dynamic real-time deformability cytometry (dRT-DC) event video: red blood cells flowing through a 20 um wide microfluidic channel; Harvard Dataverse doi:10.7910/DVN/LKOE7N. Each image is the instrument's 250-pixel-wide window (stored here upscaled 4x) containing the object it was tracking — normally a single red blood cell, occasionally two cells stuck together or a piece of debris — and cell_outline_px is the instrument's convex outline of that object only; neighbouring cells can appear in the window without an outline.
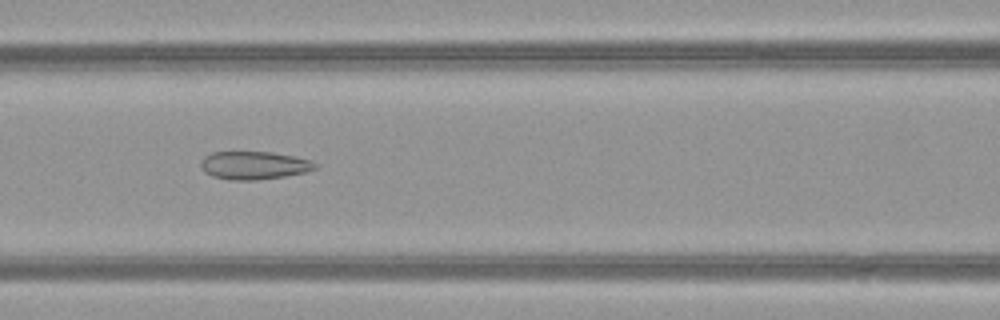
{"species": "common noctule bat (a hibernating species)", "species_latin": "Nyctalus noctula", "temperature_condition": "warm", "stored_images_in_passage": 51, "camera_frame_rate_fps": 3000, "um_per_image_px": 0.085, "animal": {"sex": "female", "body_mass_g": 21.9}, "frame": {"image": 1, "passage_image": 22, "time_ms": 7.0, "image_size_px": [1000, 320], "cell_outline_px": [[320, 164], [316, 168], [304, 172], [284, 176], [256, 180], [228, 180], [212, 176], [204, 172], [200, 164], [200, 160], [204, 156], [212, 152], [272, 152], [312, 160]], "centroid_in_image_um": [21.57, 14.05], "position_along_channel_um": 145.0, "area_um2": 18.79}}
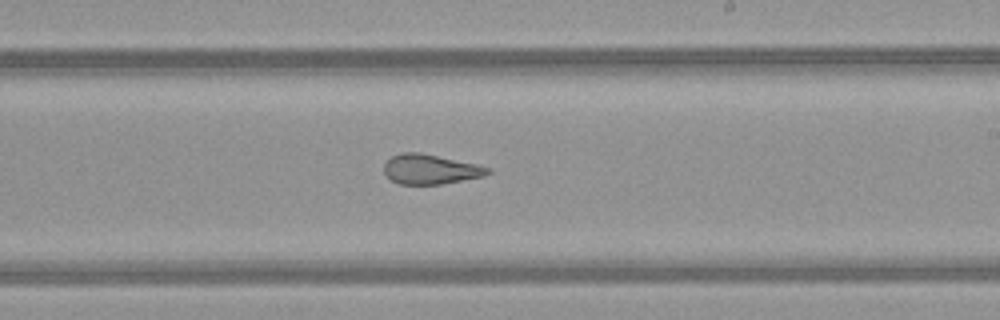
{"frame": {"image": 2, "passage_image": 30, "time_ms": 9.667, "image_size_px": [1000, 320], "cell_outline_px": [[492, 172], [484, 176], [440, 184], [400, 184], [392, 180], [384, 172], [384, 164], [392, 156], [400, 152], [420, 152], [476, 164], [492, 168]], "centroid_in_image_um": [36.59, 14.38], "position_along_channel_um": 252.4, "area_um2": 17.92}}
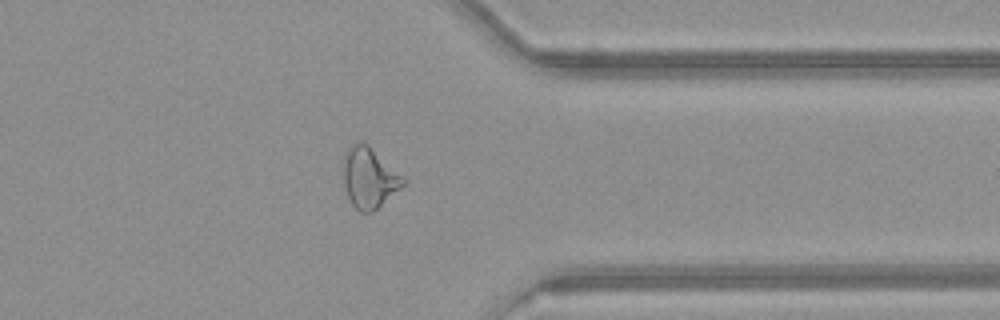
{"frame": {"image": 3, "passage_image": 40, "time_ms": 13.0, "image_size_px": [1000, 320], "cell_outline_px": [[408, 180], [400, 188], [372, 212], [360, 212], [352, 204], [348, 196], [344, 184], [340, 168], [344, 152], [356, 140], [368, 144]], "centroid_in_image_um": [31.33, 15.06], "position_along_channel_um": 380.1, "area_um2": 21.44}, "authors_computed_cell_mechanics": {"area_um2": 22.7154, "velocity_mm_per_s": 4.0382, "shape_relaxation_time_tau1_ms": null, "shape_relaxation_time_tau2_ms": 1.7777, "deformation_change_tau1": null, "deformation_change_tau2": 0.1126}}